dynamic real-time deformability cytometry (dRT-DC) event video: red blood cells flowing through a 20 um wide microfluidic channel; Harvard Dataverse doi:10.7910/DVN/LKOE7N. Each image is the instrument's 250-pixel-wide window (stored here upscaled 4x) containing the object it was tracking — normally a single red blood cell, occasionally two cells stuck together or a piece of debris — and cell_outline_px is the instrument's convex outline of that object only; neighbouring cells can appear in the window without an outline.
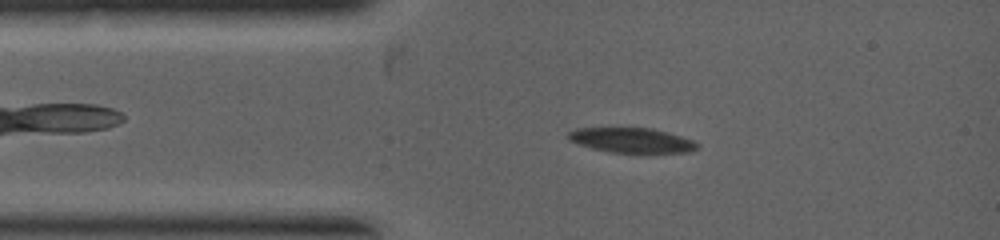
{"species": "common noctule bat (a hibernating species)", "species_latin": "Nyctalus noctula", "temperature_condition": "warm", "stored_images_in_passage": 4, "camera_frame_rate_fps": 5000, "um_per_image_px": 0.085, "animal": {"sex": "female", "body_mass_g": 19.0, "forearm_length_mm": 53.3}, "frame": {"image": 1, "passage_image": 3, "time_ms": 0.8, "image_size_px": [1000, 240], "cell_outline_px": [[700, 144], [696, 148], [688, 152], [612, 152], [592, 148], [568, 140], [568, 132], [576, 128], [652, 128], [668, 132], [692, 140]], "centroid_in_image_um": [53.68, 11.91], "position_along_channel_um": 31.3, "area_um2": 18.38}}